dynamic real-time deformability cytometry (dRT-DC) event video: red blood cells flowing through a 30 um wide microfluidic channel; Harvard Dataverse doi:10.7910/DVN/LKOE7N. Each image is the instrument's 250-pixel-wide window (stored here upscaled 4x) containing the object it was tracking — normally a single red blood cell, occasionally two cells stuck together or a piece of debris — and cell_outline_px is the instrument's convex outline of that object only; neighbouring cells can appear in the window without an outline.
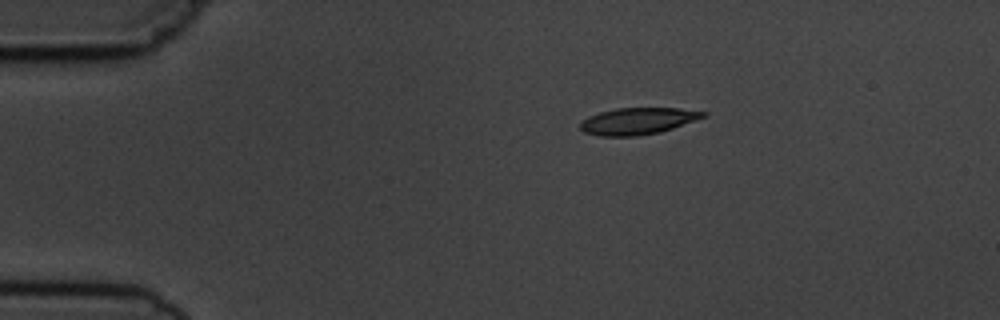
{"species": "common noctule bat (a hibernating species)", "species_latin": "Nyctalus noctula", "temperature_condition": "cold", "stored_images_in_passage": 4, "camera_frame_rate_fps": 3000, "um_per_image_px": 0.085, "animal": {"sex": "male", "body_mass_g": 19.5, "forearm_length_mm": 54.6}, "frame": {"image": 1, "passage_image": 1, "time_ms": 0.0, "image_size_px": [1000, 320], "cell_outline_px": [[708, 116], [660, 132], [636, 136], [600, 136], [584, 132], [580, 128], [580, 124], [588, 116], [600, 112], [616, 108], [680, 108], [708, 112]], "centroid_in_image_um": [54.24, 10.28], "position_along_channel_um": 30.8, "area_um2": 19.13}}
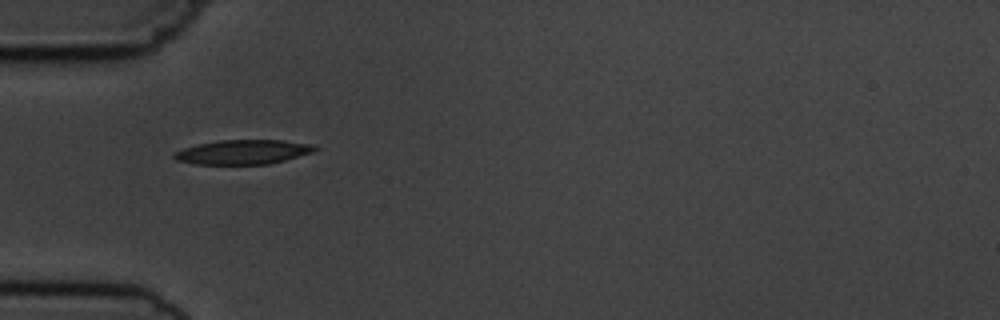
{"frame": {"image": 2, "passage_image": 3, "time_ms": 2.333, "image_size_px": [1000, 320], "cell_outline_px": [[320, 148], [312, 152], [284, 160], [268, 164], [196, 164], [176, 160], [172, 156], [172, 152], [184, 148], [200, 144], [220, 140], [284, 140], [316, 144]], "centroid_in_image_um": [20.69, 12.91], "position_along_channel_um": 64.3, "area_um2": 20.06}}
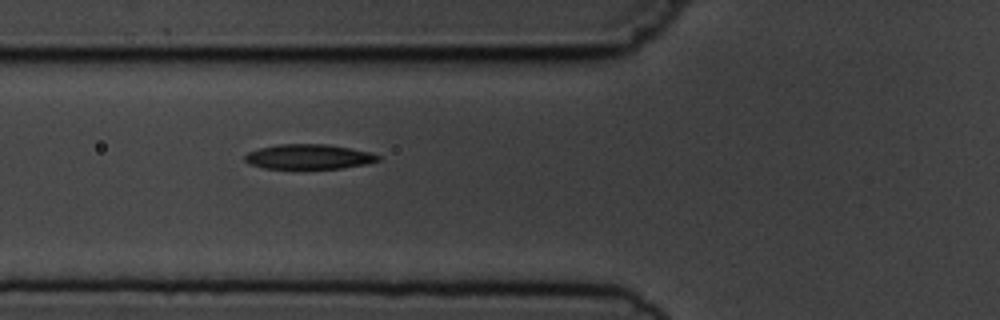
{"frame": {"image": 3, "passage_image": 4, "time_ms": 3.333, "image_size_px": [1000, 320], "cell_outline_px": [[380, 160], [364, 164], [340, 168], [264, 168], [248, 164], [244, 160], [244, 156], [248, 152], [260, 148], [276, 144], [328, 144], [372, 152], [380, 156]], "centroid_in_image_um": [26.22, 13.31], "position_along_channel_um": 99.6, "area_um2": 19.25}}